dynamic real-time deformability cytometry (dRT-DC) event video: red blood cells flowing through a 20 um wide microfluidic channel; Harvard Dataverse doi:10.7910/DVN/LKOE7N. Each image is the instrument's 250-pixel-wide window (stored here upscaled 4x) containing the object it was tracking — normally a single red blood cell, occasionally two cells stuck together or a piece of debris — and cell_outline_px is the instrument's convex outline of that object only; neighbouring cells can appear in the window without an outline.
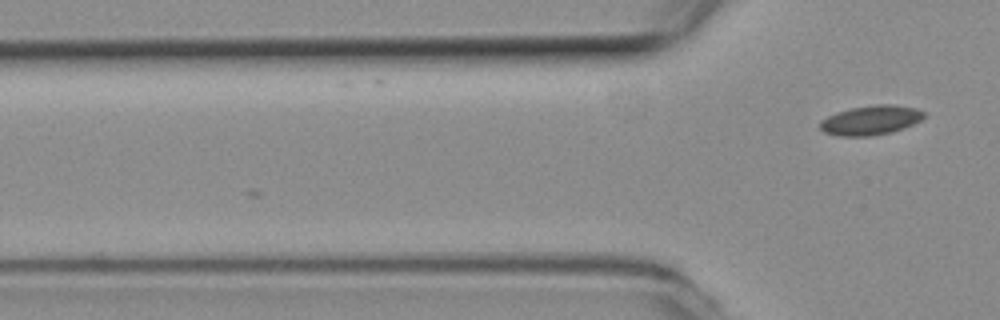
{"species": "common noctule bat (a hibernating species)", "species_latin": "Nyctalus noctula", "temperature_condition": "room temperature", "stored_images_in_passage": 6, "camera_frame_rate_fps": 3000, "um_per_image_px": 0.085, "animal": {"sex": "female", "body_mass_g": 19.3, "forearm_length_mm": 54.1}, "frame": {"image": 1, "passage_image": 6, "time_ms": 1.667, "image_size_px": [1000, 320], "cell_outline_px": [[924, 116], [920, 120], [904, 128], [888, 132], [868, 136], [840, 136], [824, 132], [820, 128], [820, 120], [836, 112], [852, 108], [876, 104], [892, 104], [916, 108], [924, 112]], "centroid_in_image_um": [73.99, 10.21], "position_along_channel_um": 51.8, "area_um2": 17.63}}